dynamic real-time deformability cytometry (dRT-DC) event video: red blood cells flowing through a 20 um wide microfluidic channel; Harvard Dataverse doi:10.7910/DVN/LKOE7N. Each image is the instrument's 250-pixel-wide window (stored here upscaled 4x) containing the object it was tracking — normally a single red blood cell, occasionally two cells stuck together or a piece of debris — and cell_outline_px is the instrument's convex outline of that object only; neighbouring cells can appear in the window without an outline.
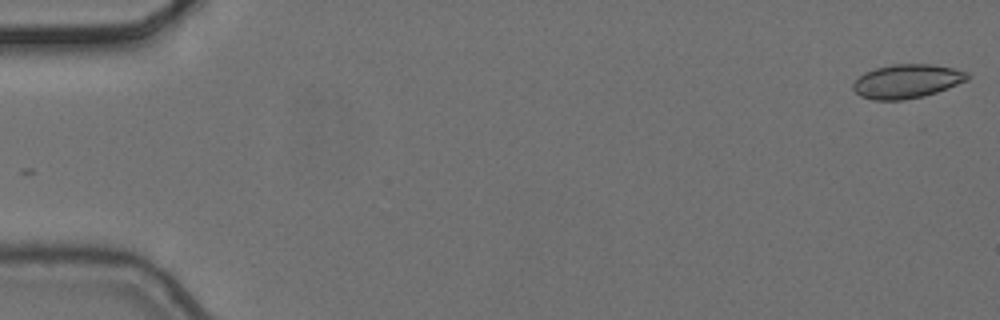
{"species": "common noctule bat (a hibernating species)", "species_latin": "Nyctalus noctula", "temperature_condition": "cold", "stored_images_in_passage": 2, "camera_frame_rate_fps": 3000, "um_per_image_px": 0.085, "animal": {"sex": "female", "body_mass_g": 24.6, "forearm_length_mm": 56.2}, "frame": {"image": 1, "passage_image": 2, "time_ms": 0.333, "image_size_px": [1000, 320], "cell_outline_px": [[972, 76], [968, 80], [948, 88], [924, 96], [904, 100], [872, 100], [860, 96], [852, 88], [852, 84], [864, 72], [876, 68], [892, 64], [932, 64], [952, 68], [968, 72]], "centroid_in_image_um": [77.1, 6.91], "position_along_channel_um": 7.9, "area_um2": 22.72}}